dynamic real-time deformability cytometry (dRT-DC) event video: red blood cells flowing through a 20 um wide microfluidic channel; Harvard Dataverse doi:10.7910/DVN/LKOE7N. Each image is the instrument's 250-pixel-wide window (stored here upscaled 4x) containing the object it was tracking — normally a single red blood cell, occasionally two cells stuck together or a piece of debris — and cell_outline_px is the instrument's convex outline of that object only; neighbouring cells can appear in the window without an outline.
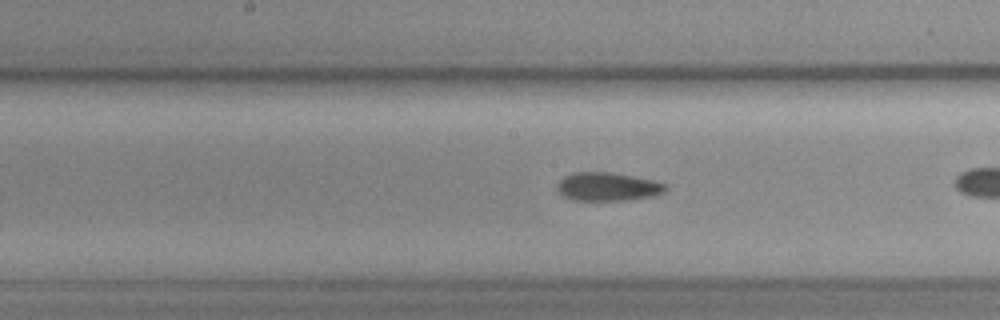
{"species": "common noctule bat (a hibernating species)", "species_latin": "Nyctalus noctula", "temperature_condition": "cold", "stored_images_in_passage": 40, "camera_frame_rate_fps": 3000, "um_per_image_px": 0.085, "animal": {"sex": "female", "body_mass_g": 19.3, "forearm_length_mm": 54.1}, "frame": {"image": 1, "passage_image": 25, "time_ms": 8.0, "image_size_px": [1000, 320], "cell_outline_px": [[668, 188], [664, 192], [652, 196], [624, 200], [572, 200], [564, 196], [556, 188], [556, 184], [564, 176], [572, 172], [612, 172], [656, 180], [664, 184]], "centroid_in_image_um": [51.64, 15.85], "position_along_channel_um": 196.6, "area_um2": 18.03}}
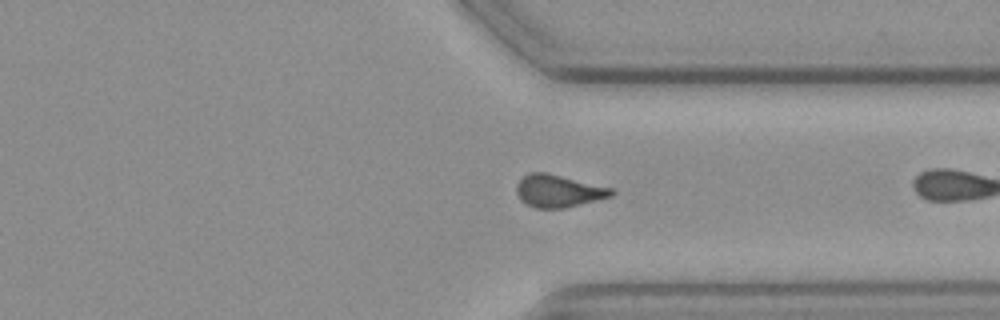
{"frame": {"image": 2, "passage_image": 39, "time_ms": 12.667, "image_size_px": [1000, 320], "cell_outline_px": [[616, 192], [612, 196], [564, 208], [536, 208], [520, 200], [516, 192], [516, 184], [528, 172], [548, 172], [612, 188]], "centroid_in_image_um": [47.45, 16.22], "position_along_channel_um": 363.9, "area_um2": 17.98}}